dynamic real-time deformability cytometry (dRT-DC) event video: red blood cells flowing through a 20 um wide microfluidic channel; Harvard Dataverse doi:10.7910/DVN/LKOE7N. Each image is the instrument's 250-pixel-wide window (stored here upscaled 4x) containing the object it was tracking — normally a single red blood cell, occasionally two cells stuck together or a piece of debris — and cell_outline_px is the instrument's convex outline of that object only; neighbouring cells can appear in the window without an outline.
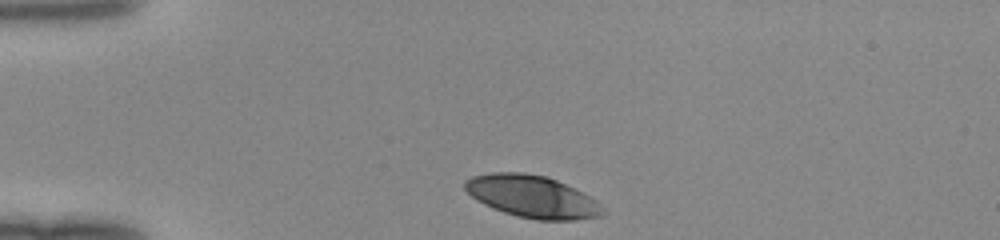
{"species": "human", "species_latin": "Homo sapiens", "temperature_condition": "room temperature", "stored_images_in_passage": 31, "camera_frame_rate_fps": 3000, "um_per_image_px": 0.085, "donor": {"sex": "female"}, "frame": {"image": 1, "passage_image": 1, "time_ms": 0.0, "image_size_px": [1000, 240], "cell_outline_px": [[604, 212], [600, 216], [576, 220], [536, 220], [516, 216], [492, 208], [476, 200], [464, 188], [464, 180], [472, 176], [492, 172], [524, 172], [544, 176], [556, 180], [596, 200], [600, 204]], "centroid_in_image_um": [45.19, 16.71], "position_along_channel_um": 39.8, "area_um2": 33.7}}
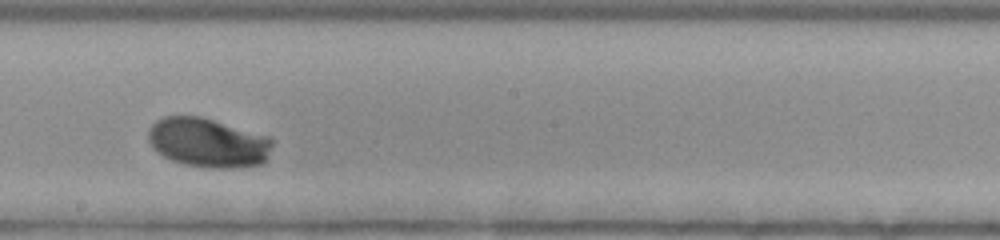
{"frame": {"image": 2, "passage_image": 18, "time_ms": 5.667, "image_size_px": [1000, 240], "cell_outline_px": [[272, 144], [264, 160], [260, 164], [232, 168], [208, 168], [184, 164], [172, 160], [156, 152], [152, 148], [148, 140], [148, 128], [156, 120], [164, 116], [200, 116], [272, 136]], "centroid_in_image_um": [17.65, 12.11], "position_along_channel_um": 230.6, "area_um2": 35.84}}
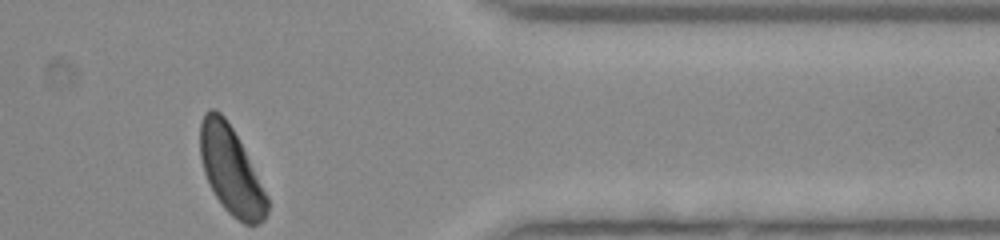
{"frame": {"image": 3, "passage_image": 31, "time_ms": 10.0, "image_size_px": [1000, 240], "cell_outline_px": [[268, 212], [264, 220], [256, 224], [244, 224], [232, 216], [224, 208], [216, 196], [204, 172], [200, 156], [200, 124], [204, 112], [208, 108], [216, 108], [224, 116], [232, 128], [268, 196]], "centroid_in_image_um": [19.62, 14.48], "position_along_channel_um": 391.8, "area_um2": 33.7}}